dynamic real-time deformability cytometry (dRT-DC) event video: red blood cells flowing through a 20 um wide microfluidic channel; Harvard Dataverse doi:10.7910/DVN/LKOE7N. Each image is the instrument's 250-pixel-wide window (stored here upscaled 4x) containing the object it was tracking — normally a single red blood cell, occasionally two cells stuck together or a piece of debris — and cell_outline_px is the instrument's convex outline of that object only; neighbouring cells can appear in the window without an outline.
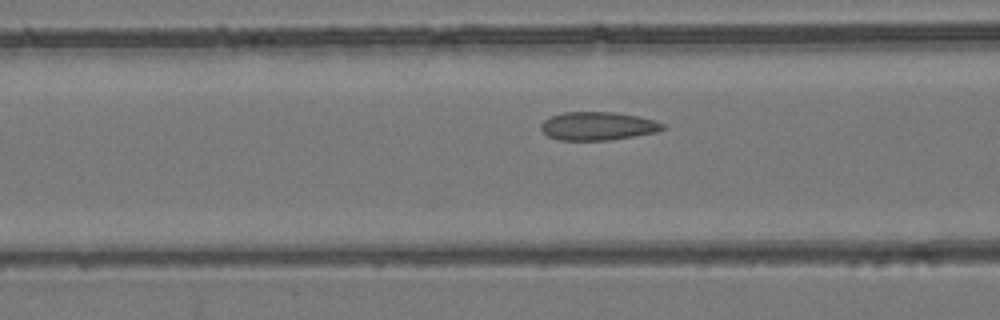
{"species": "common noctule bat (a hibernating species)", "species_latin": "Nyctalus noctula", "temperature_condition": "room temperature", "stored_images_in_passage": 43, "camera_frame_rate_fps": 3000, "um_per_image_px": 0.085, "animal": {"sex": "female", "body_mass_g": 24.6, "forearm_length_mm": 56.2}, "frame": {"image": 1, "passage_image": 10, "time_ms": 3.0, "image_size_px": [1000, 320], "cell_outline_px": [[668, 128], [656, 132], [612, 140], [560, 140], [548, 136], [540, 128], [540, 124], [544, 120], [552, 116], [564, 112], [612, 112], [640, 116], [664, 124]], "centroid_in_image_um": [50.83, 10.71], "position_along_channel_um": 115.8, "area_um2": 20.11}}
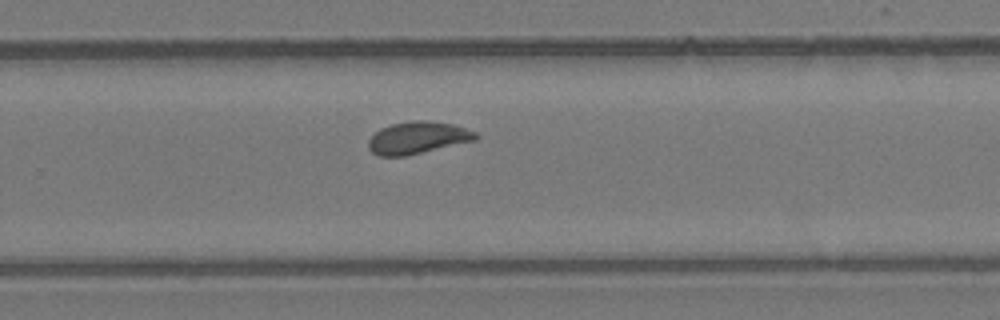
{"frame": {"image": 2, "passage_image": 24, "time_ms": 7.667, "image_size_px": [1000, 320], "cell_outline_px": [[480, 136], [476, 140], [408, 156], [380, 156], [372, 152], [368, 148], [368, 140], [380, 128], [392, 124], [416, 120], [424, 120], [452, 124], [476, 132]], "centroid_in_image_um": [35.51, 11.72], "position_along_channel_um": 294.3, "area_um2": 20.11}}
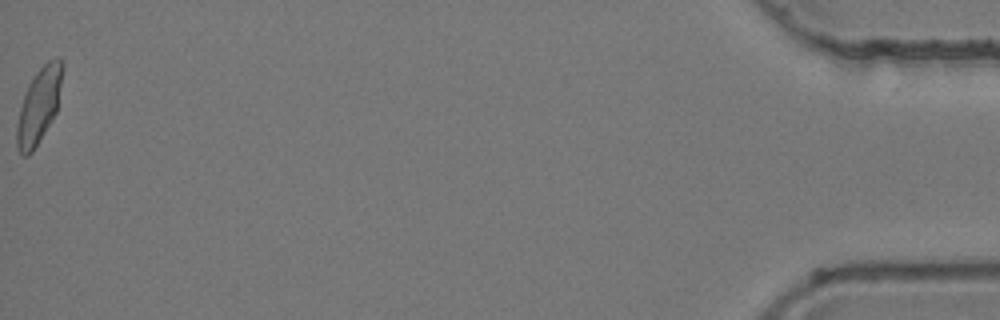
{"frame": {"image": 3, "passage_image": 43, "time_ms": 14.0, "image_size_px": [1000, 320], "cell_outline_px": [[64, 68], [56, 112], [52, 120], [32, 152], [28, 156], [20, 156], [16, 148], [16, 124], [20, 108], [28, 84], [36, 72], [48, 60], [56, 56], [60, 56], [64, 64]], "centroid_in_image_um": [3.31, 8.96], "position_along_channel_um": 431.9, "area_um2": 20.23}, "authors_computed_cell_mechanics": {"area_um2": 19.8832, "velocity_mm_per_s": 3.8298, "shape_relaxation_time_tau1_ms": null, "shape_relaxation_time_tau2_ms": 0.9983, "deformation_change_tau1": null, "deformation_change_tau2": 0.0547}}